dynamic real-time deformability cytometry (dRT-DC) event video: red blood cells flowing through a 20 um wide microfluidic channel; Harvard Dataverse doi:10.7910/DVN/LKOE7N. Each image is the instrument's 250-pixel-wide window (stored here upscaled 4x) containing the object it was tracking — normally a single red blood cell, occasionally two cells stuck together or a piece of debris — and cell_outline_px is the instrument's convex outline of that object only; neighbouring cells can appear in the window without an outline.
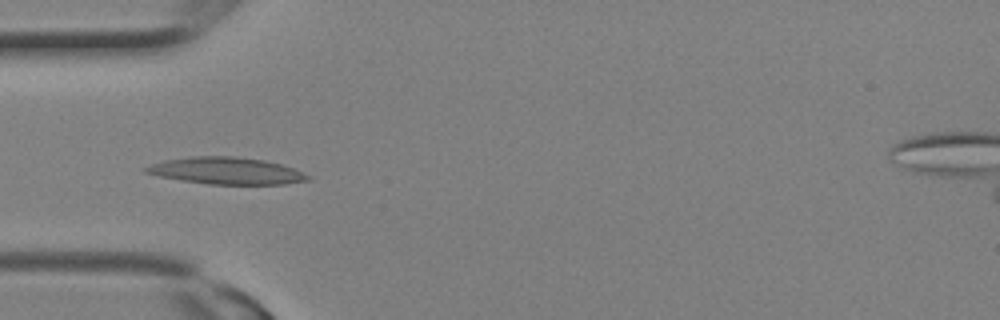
{"species": "Egyptian fruit bat (a non-hibernating species)", "species_latin": "Rousettus aegyptiacus", "temperature_condition": "room temperature", "stored_images_in_passage": 19, "camera_frame_rate_fps": 3000, "um_per_image_px": 0.085, "animal": {"sex": "female"}, "frame": {"image": 1, "passage_image": 9, "time_ms": 2.667, "image_size_px": [1000, 320], "cell_outline_px": [[312, 180], [284, 184], [208, 184], [180, 180], [160, 176], [144, 172], [144, 168], [152, 164], [164, 160], [192, 156], [236, 156], [264, 160], [280, 164], [292, 168], [312, 176]], "centroid_in_image_um": [19.26, 14.52], "position_along_channel_um": 65.7, "area_um2": 25.37}}
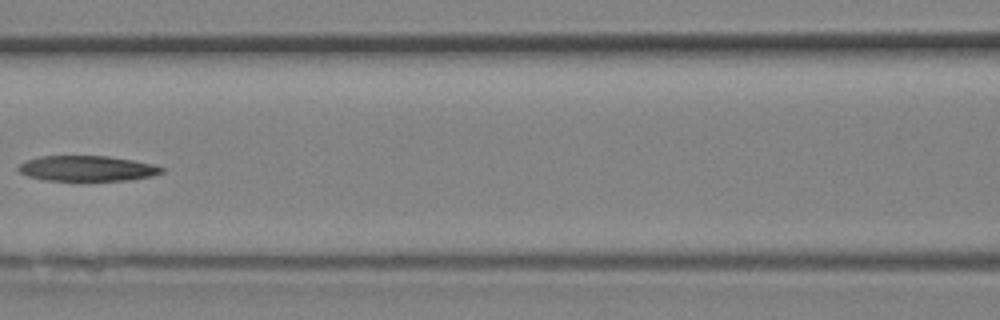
{"frame": {"image": 2, "passage_image": 13, "time_ms": 4.0, "image_size_px": [1000, 320], "cell_outline_px": [[164, 172], [152, 176], [128, 180], [80, 184], [44, 180], [28, 176], [20, 172], [16, 168], [20, 164], [28, 160], [40, 156], [108, 156], [132, 160], [152, 164], [164, 168]], "centroid_in_image_um": [7.39, 14.37], "position_along_channel_um": 159.2, "area_um2": 22.25}}
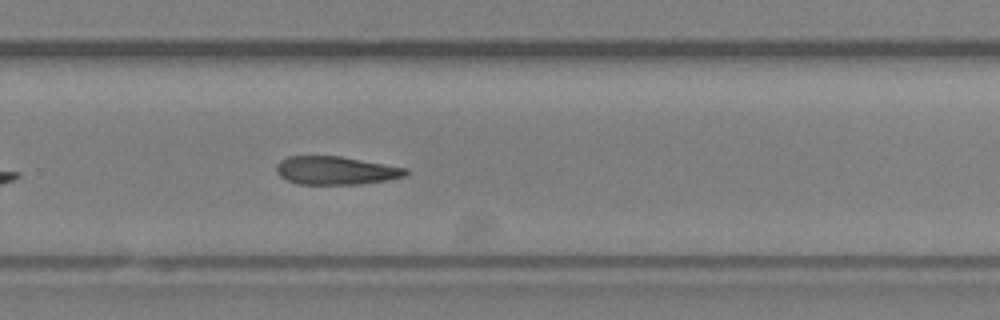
{"frame": {"image": 3, "passage_image": 19, "time_ms": 6.0, "image_size_px": [1000, 320], "cell_outline_px": [[408, 172], [404, 176], [388, 180], [360, 184], [296, 184], [280, 176], [276, 172], [276, 164], [280, 160], [288, 156], [340, 156], [408, 168]], "centroid_in_image_um": [28.53, 14.49], "position_along_channel_um": 301.3, "area_um2": 21.33}}